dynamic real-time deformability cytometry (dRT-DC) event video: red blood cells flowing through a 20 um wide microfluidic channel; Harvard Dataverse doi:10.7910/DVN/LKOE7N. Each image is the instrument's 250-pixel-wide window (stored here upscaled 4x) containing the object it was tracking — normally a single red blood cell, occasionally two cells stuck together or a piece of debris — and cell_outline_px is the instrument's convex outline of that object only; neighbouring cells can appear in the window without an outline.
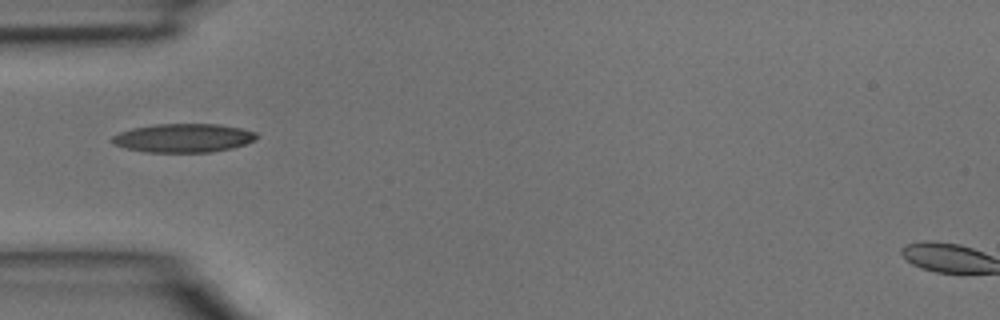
{"species": "common noctule bat (a hibernating species)", "species_latin": "Nyctalus noctula", "temperature_condition": "room temperature", "stored_images_in_passage": 4, "camera_frame_rate_fps": 3000, "um_per_image_px": 0.085, "animal": {"sex": "male", "body_mass_g": 15.6}, "frame": {"image": 1, "passage_image": 4, "time_ms": 1.0, "image_size_px": [1000, 320], "cell_outline_px": [[260, 136], [244, 144], [232, 148], [212, 152], [144, 152], [128, 148], [116, 144], [108, 140], [112, 136], [120, 132], [132, 128], [156, 124], [216, 124], [240, 128], [256, 132]], "centroid_in_image_um": [15.58, 11.73], "position_along_channel_um": 69.4, "area_um2": 24.04}}